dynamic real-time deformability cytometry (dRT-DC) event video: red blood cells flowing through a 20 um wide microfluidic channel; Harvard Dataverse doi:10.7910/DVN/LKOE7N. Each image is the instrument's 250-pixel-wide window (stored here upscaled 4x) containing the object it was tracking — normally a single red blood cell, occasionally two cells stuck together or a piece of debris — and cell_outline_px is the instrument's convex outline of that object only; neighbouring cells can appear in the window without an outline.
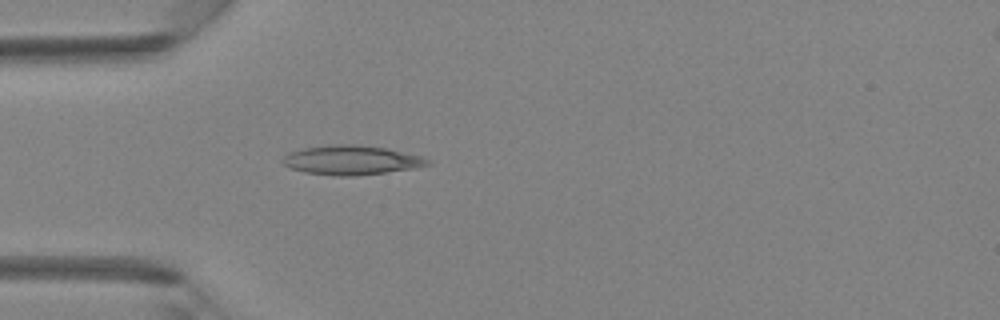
{"species": "Egyptian fruit bat (a non-hibernating species)", "species_latin": "Rousettus aegyptiacus", "temperature_condition": "room temperature", "stored_images_in_passage": 3, "camera_frame_rate_fps": 3000, "um_per_image_px": 0.085, "animal": {"sex": "female"}, "frame": {"image": 1, "passage_image": 3, "time_ms": 3.333, "image_size_px": [1000, 320], "cell_outline_px": [[432, 164], [416, 168], [356, 176], [336, 176], [304, 172], [292, 168], [284, 164], [280, 160], [284, 156], [292, 152], [304, 148], [336, 144], [356, 144], [388, 148], [420, 156], [432, 160]], "centroid_in_image_um": [29.92, 13.61], "position_along_channel_um": 55.1, "area_um2": 24.8}}